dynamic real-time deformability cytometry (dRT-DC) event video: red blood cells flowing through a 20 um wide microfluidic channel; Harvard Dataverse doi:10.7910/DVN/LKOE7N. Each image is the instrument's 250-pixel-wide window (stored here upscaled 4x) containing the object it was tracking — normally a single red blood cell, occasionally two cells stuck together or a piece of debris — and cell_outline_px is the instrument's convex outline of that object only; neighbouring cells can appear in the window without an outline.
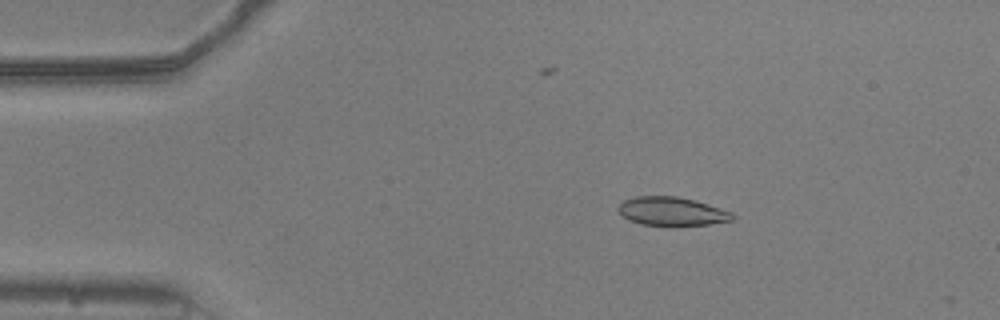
{"species": "common noctule bat (a hibernating species)", "species_latin": "Nyctalus noctula", "temperature_condition": "warm", "stored_images_in_passage": 53, "camera_frame_rate_fps": 3000, "um_per_image_px": 0.085, "animal": {"sex": "male", "body_mass_g": 20.5, "forearm_length_mm": 52.5}, "frame": {"image": 1, "passage_image": 9, "time_ms": 2.667, "image_size_px": [1000, 320], "cell_outline_px": [[736, 216], [732, 220], [708, 224], [640, 224], [628, 220], [616, 208], [624, 200], [636, 196], [676, 196], [692, 200], [720, 208], [732, 212]], "centroid_in_image_um": [57.08, 17.94], "position_along_channel_um": 27.9, "area_um2": 18.5}}
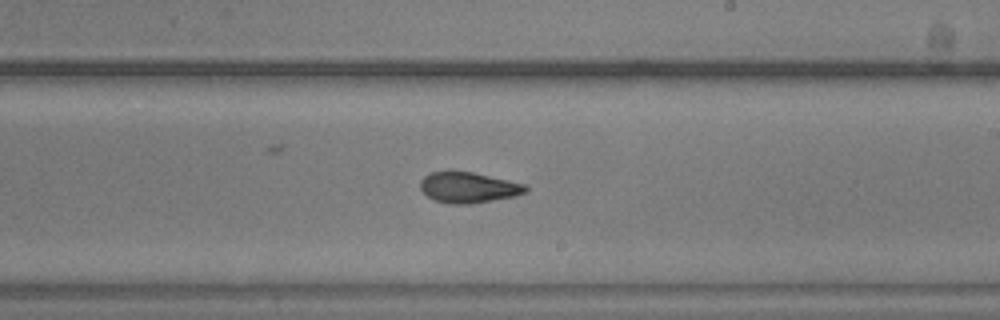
{"frame": {"image": 2, "passage_image": 31, "time_ms": 10.0, "image_size_px": [1000, 320], "cell_outline_px": [[528, 192], [516, 196], [472, 204], [448, 204], [436, 200], [428, 196], [420, 188], [420, 180], [428, 172], [448, 168], [472, 172], [508, 180], [524, 184], [528, 188]], "centroid_in_image_um": [39.77, 15.9], "position_along_channel_um": 249.2, "area_um2": 19.42}}
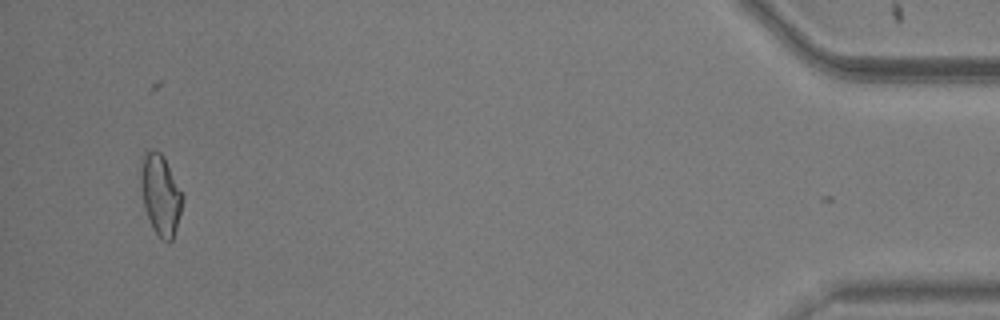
{"frame": {"image": 3, "passage_image": 51, "time_ms": 16.667, "image_size_px": [1000, 320], "cell_outline_px": [[184, 196], [176, 228], [172, 240], [160, 240], [152, 228], [144, 208], [140, 188], [140, 156], [144, 148], [160, 152], [164, 156]], "centroid_in_image_um": [13.6, 16.48], "position_along_channel_um": 421.6, "area_um2": 20.06}, "authors_computed_cell_mechanics": {"area_um2": 18.9006, "velocity_mm_per_s": 3.7883, "shape_relaxation_time_tau1_ms": null, "shape_relaxation_time_tau2_ms": 1.9222, "deformation_change_tau1": null, "deformation_change_tau2": 0.0749}}